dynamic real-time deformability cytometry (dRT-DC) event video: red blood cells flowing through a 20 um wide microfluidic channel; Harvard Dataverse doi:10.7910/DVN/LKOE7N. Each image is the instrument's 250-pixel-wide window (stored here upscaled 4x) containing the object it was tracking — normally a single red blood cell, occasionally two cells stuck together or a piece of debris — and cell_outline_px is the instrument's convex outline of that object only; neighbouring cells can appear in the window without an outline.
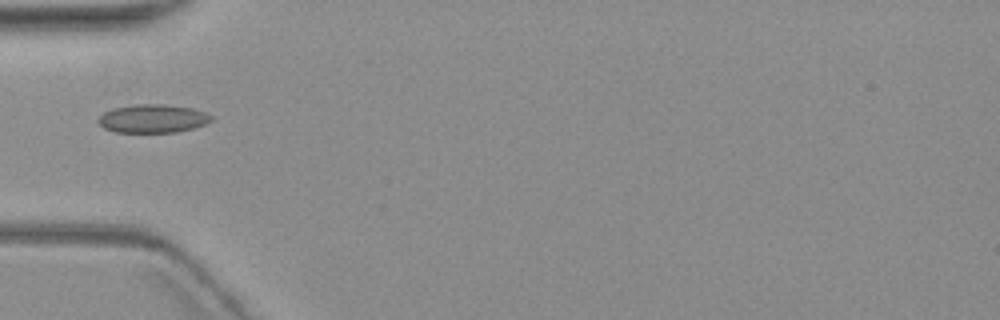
{"species": "common noctule bat (a hibernating species)", "species_latin": "Nyctalus noctula", "temperature_condition": "warm", "stored_images_in_passage": 3, "camera_frame_rate_fps": 3000, "um_per_image_px": 0.085, "animal": {"sex": "female", "body_mass_g": 19.3, "forearm_length_mm": 54.1}, "frame": {"image": 1, "passage_image": 1, "time_ms": 0.0, "image_size_px": [1000, 320], "cell_outline_px": [[212, 120], [204, 124], [192, 128], [176, 132], [116, 132], [104, 128], [96, 120], [104, 112], [112, 108], [132, 104], [164, 104], [192, 108], [204, 112], [212, 116]], "centroid_in_image_um": [12.95, 10.07], "position_along_channel_um": 72.1, "area_um2": 18.67}}
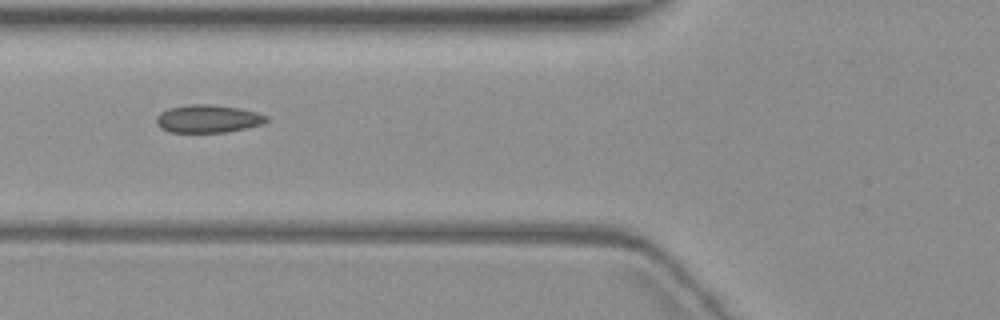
{"frame": {"image": 2, "passage_image": 2, "time_ms": 1.0, "image_size_px": [1000, 320], "cell_outline_px": [[268, 120], [260, 124], [244, 128], [224, 132], [168, 132], [160, 128], [156, 124], [156, 116], [160, 112], [168, 108], [188, 104], [208, 104], [240, 108], [256, 112], [268, 116]], "centroid_in_image_um": [17.62, 10.08], "position_along_channel_um": 108.2, "area_um2": 17.86}}
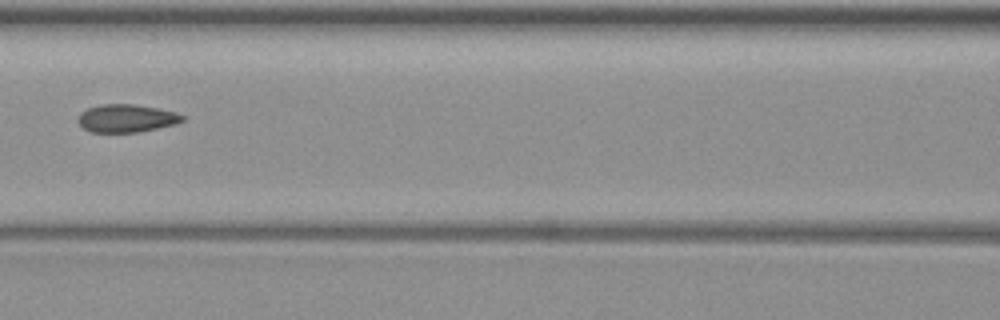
{"frame": {"image": 3, "passage_image": 3, "time_ms": 2.333, "image_size_px": [1000, 320], "cell_outline_px": [[184, 120], [176, 124], [136, 132], [92, 132], [84, 128], [80, 124], [80, 112], [88, 108], [100, 104], [136, 104], [176, 112], [184, 116]], "centroid_in_image_um": [10.77, 10.04], "position_along_channel_um": 155.8, "area_um2": 16.76}}